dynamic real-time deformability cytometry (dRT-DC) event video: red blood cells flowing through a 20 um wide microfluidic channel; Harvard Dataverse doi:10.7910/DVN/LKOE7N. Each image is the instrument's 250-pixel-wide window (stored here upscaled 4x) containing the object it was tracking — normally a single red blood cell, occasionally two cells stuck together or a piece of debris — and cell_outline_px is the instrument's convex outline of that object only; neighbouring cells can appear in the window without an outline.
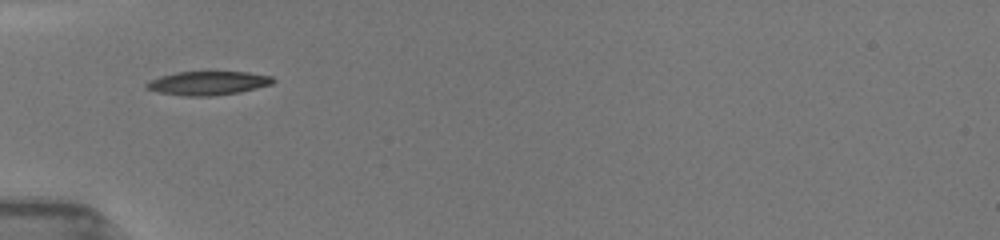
{"species": "common noctule bat (a hibernating species)", "species_latin": "Nyctalus noctula", "temperature_condition": "room temperature", "stored_images_in_passage": 53, "camera_frame_rate_fps": 3000, "um_per_image_px": 0.085, "animal": {"sex": "female", "body_mass_g": 19.5, "forearm_length_mm": 54.1}, "frame": {"image": 1, "passage_image": 1, "time_ms": 0.0, "image_size_px": [1000, 240], "cell_outline_px": [[276, 80], [272, 84], [240, 92], [212, 96], [180, 96], [160, 92], [144, 88], [144, 84], [148, 80], [160, 76], [176, 72], [248, 72], [272, 76]], "centroid_in_image_um": [17.65, 7.07], "position_along_channel_um": 67.4, "area_um2": 17.69}}
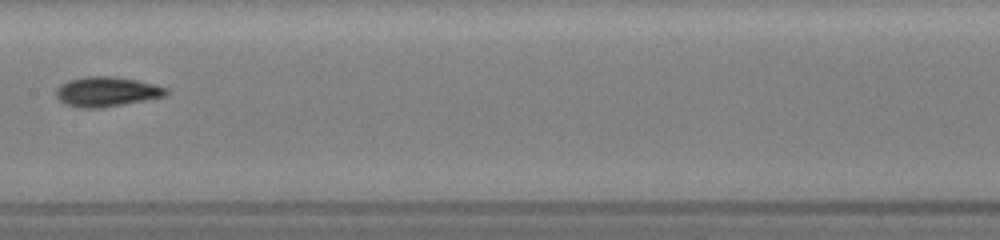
{"frame": {"image": 2, "passage_image": 19, "time_ms": 3.333, "image_size_px": [1000, 240], "cell_outline_px": [[168, 92], [164, 96], [144, 100], [100, 108], [80, 108], [64, 104], [56, 96], [56, 88], [60, 84], [68, 80], [88, 76], [116, 76], [156, 84], [168, 88]], "centroid_in_image_um": [9.04, 7.78], "position_along_channel_um": 198.4, "area_um2": 19.13}}
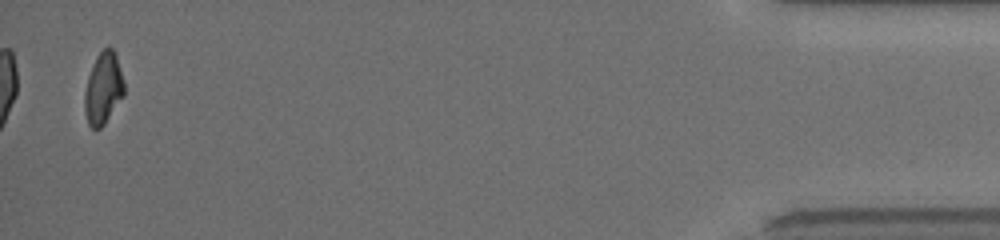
{"frame": {"image": 3, "passage_image": 53, "time_ms": 11.0, "image_size_px": [1000, 240], "cell_outline_px": [[124, 96], [104, 124], [100, 128], [92, 128], [88, 124], [84, 112], [84, 92], [88, 76], [96, 56], [104, 48], [112, 48], [116, 56], [124, 80]], "centroid_in_image_um": [8.77, 7.53], "position_along_channel_um": 426.4, "area_um2": 16.53}, "authors_computed_cell_mechanics": {"area_um2": 17.5134, "velocity_mm_per_s": 3.9876, "shape_relaxation_time_tau1_ms": 3.6492, "shape_relaxation_time_tau2_ms": 4.315, "deformation_change_tau1": 0.1539, "deformation_change_tau2": 0.1111}}